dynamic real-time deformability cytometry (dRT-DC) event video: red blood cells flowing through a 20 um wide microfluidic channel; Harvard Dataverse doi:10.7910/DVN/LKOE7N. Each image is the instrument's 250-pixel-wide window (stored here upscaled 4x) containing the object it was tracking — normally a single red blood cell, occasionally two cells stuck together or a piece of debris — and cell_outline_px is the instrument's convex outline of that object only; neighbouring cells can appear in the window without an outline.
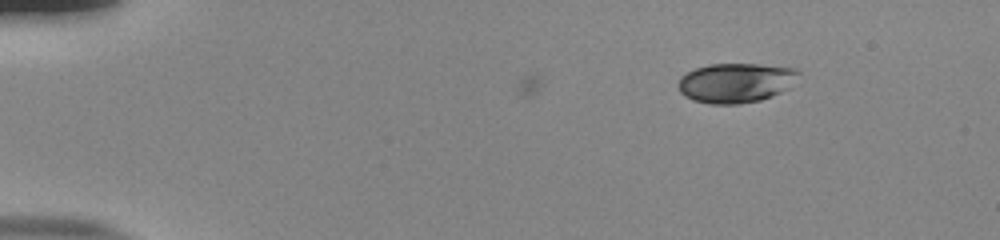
{"species": "human", "species_latin": "Homo sapiens", "temperature_condition": "room temperature", "stored_images_in_passage": 3, "camera_frame_rate_fps": 3000, "um_per_image_px": 0.085, "donor": {"sex": "male"}, "frame": {"image": 1, "passage_image": 3, "time_ms": 0.667, "image_size_px": [1000, 240], "cell_outline_px": [[800, 72], [788, 88], [772, 96], [760, 100], [736, 104], [708, 104], [692, 100], [684, 96], [680, 92], [676, 84], [680, 76], [696, 68], [708, 64], [760, 64], [796, 68]], "centroid_in_image_um": [62.49, 7.04], "position_along_channel_um": 22.5, "area_um2": 27.92}}